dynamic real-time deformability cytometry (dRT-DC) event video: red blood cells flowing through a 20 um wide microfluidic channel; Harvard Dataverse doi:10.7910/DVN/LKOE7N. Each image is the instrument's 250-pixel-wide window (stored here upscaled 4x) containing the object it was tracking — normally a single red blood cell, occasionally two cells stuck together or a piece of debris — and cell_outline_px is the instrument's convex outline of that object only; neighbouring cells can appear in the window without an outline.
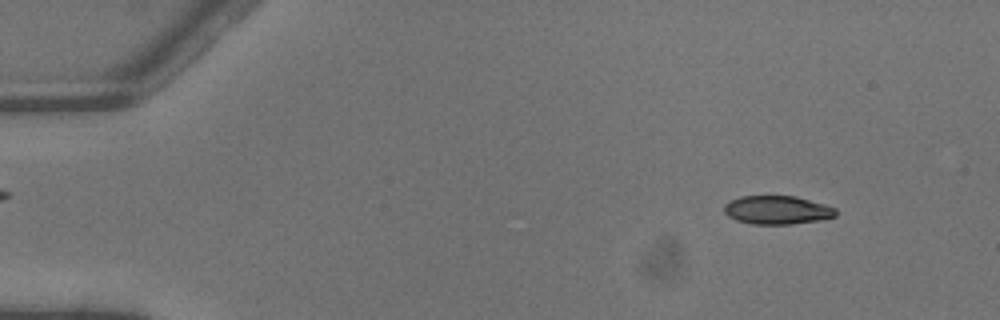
{"species": "common noctule bat (a hibernating species)", "species_latin": "Nyctalus noctula", "temperature_condition": "warm", "stored_images_in_passage": 3, "camera_frame_rate_fps": 3000, "um_per_image_px": 0.085, "animal": {"sex": "male", "body_mass_g": 13.3}, "frame": {"image": 1, "passage_image": 1, "time_ms": 0.0, "image_size_px": [1000, 320], "cell_outline_px": [[836, 216], [824, 220], [792, 224], [752, 224], [736, 220], [728, 216], [724, 212], [724, 204], [728, 200], [740, 196], [796, 196], [824, 204], [836, 208]], "centroid_in_image_um": [66.05, 17.85], "position_along_channel_um": 18.9, "area_um2": 18.79}}